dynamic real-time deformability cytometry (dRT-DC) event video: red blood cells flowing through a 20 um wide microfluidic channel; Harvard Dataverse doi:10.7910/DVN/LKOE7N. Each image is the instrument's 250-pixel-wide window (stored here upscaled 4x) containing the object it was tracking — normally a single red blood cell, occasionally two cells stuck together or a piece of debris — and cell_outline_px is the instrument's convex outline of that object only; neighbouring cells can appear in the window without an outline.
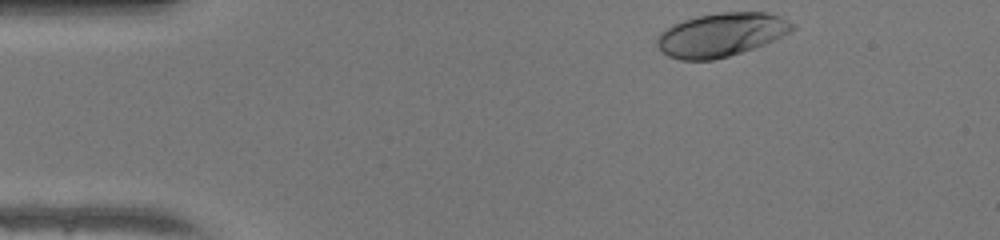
{"species": "human", "species_latin": "Homo sapiens", "temperature_condition": "warm", "stored_images_in_passage": 34, "camera_frame_rate_fps": 3000, "um_per_image_px": 0.085, "donor": {"sex": "female"}, "frame": {"image": 1, "passage_image": 1, "time_ms": 0.0, "image_size_px": [1000, 240], "cell_outline_px": [[796, 28], [776, 40], [728, 56], [712, 60], [680, 60], [668, 56], [660, 52], [656, 44], [656, 36], [660, 32], [672, 24], [696, 16], [720, 12], [768, 12], [780, 16], [796, 24]], "centroid_in_image_um": [61.28, 2.95], "position_along_channel_um": 23.7, "area_um2": 34.68}}
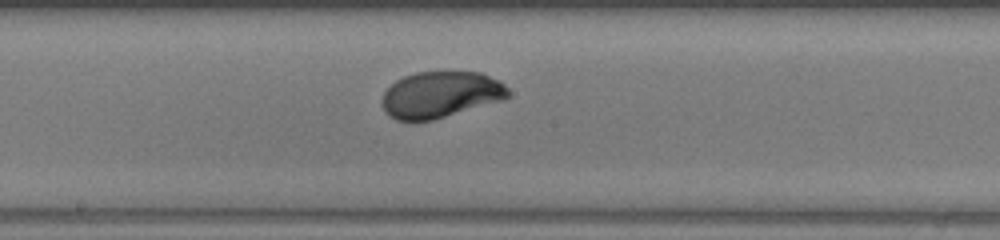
{"frame": {"image": 2, "passage_image": 20, "time_ms": 6.333, "image_size_px": [1000, 240], "cell_outline_px": [[512, 96], [504, 100], [432, 120], [416, 124], [396, 120], [388, 116], [384, 112], [384, 92], [396, 80], [404, 76], [416, 72], [452, 68], [480, 72], [500, 80], [512, 92]], "centroid_in_image_um": [37.5, 8.02], "position_along_channel_um": 210.7, "area_um2": 35.55}}
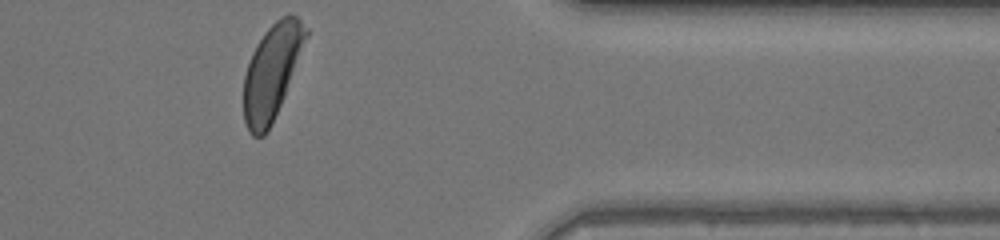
{"frame": {"image": 3, "passage_image": 34, "time_ms": 11.0, "image_size_px": [1000, 240], "cell_outline_px": [[308, 36], [284, 96], [264, 136], [252, 136], [248, 132], [244, 120], [244, 76], [252, 52], [256, 44], [264, 32], [280, 16], [288, 12], [296, 16], [308, 28]], "centroid_in_image_um": [23.1, 6.05], "position_along_channel_um": 388.3, "area_um2": 33.93}, "authors_computed_cell_mechanics": {"area_um2": 34.5066, "velocity_mm_per_s": 4.241, "shape_relaxation_time_tau1_ms": 2.6364, "shape_relaxation_time_tau2_ms": null, "deformation_change_tau1": 0.1649, "deformation_change_tau2": null}}